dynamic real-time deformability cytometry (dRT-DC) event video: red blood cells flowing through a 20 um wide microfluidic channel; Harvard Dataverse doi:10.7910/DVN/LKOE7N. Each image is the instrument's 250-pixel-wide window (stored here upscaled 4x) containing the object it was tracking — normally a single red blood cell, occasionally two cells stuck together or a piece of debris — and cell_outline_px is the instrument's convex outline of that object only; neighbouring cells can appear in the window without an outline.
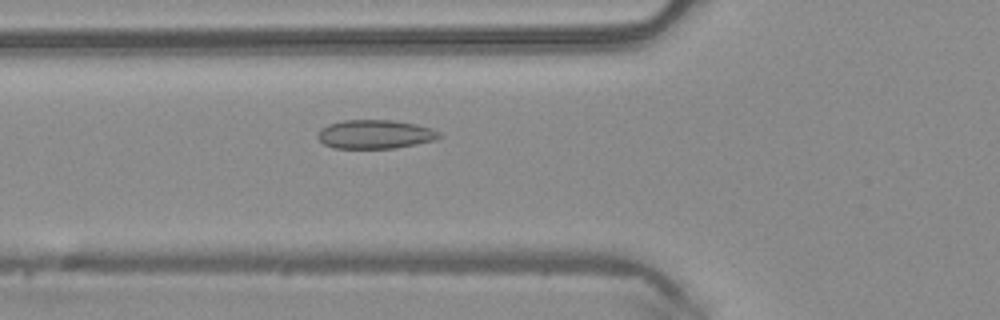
{"species": "common noctule bat (a hibernating species)", "species_latin": "Nyctalus noctula", "temperature_condition": "warm", "stored_images_in_passage": 50, "camera_frame_rate_fps": 3000, "um_per_image_px": 0.085, "animal": {"sex": "male", "body_mass_g": 20.4}, "frame": {"image": 1, "passage_image": 18, "time_ms": 5.667, "image_size_px": [1000, 320], "cell_outline_px": [[444, 136], [436, 140], [396, 148], [332, 148], [324, 144], [316, 136], [320, 128], [328, 124], [344, 120], [392, 120], [416, 124], [432, 128], [440, 132]], "centroid_in_image_um": [31.9, 11.41], "position_along_channel_um": 93.9, "area_um2": 20.63}}
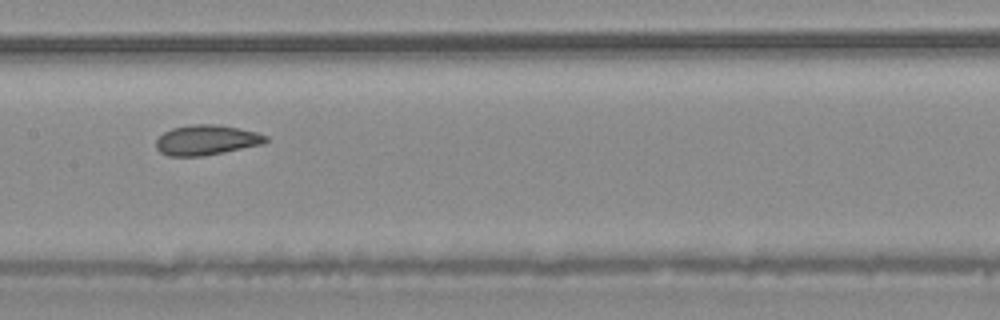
{"frame": {"image": 2, "passage_image": 25, "time_ms": 8.0, "image_size_px": [1000, 320], "cell_outline_px": [[268, 140], [264, 144], [204, 156], [168, 156], [160, 152], [156, 148], [156, 140], [164, 132], [172, 128], [192, 124], [216, 124], [256, 132], [268, 136]], "centroid_in_image_um": [17.54, 11.91], "position_along_channel_um": 189.9, "area_um2": 19.25}}
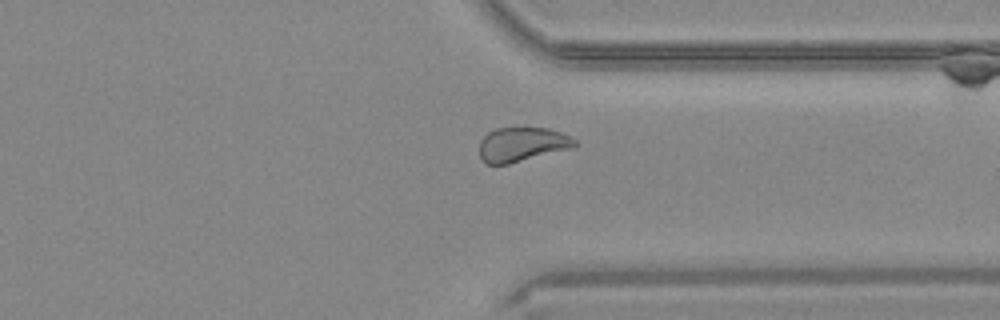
{"frame": {"image": 3, "passage_image": 38, "time_ms": 12.333, "image_size_px": [1000, 320], "cell_outline_px": [[580, 144], [572, 148], [508, 164], [484, 164], [480, 160], [480, 140], [488, 132], [496, 128], [548, 128], [560, 132], [576, 140]], "centroid_in_image_um": [44.36, 12.28], "position_along_channel_um": 367.0, "area_um2": 19.13}, "authors_computed_cell_mechanics": {"area_um2": 20.7213, "velocity_mm_per_s": 4.0929, "shape_relaxation_time_tau1_ms": 5.4756, "shape_relaxation_time_tau2_ms": 1.2849, "deformation_change_tau1": 0.1044, "deformation_change_tau2": 0.0384}}